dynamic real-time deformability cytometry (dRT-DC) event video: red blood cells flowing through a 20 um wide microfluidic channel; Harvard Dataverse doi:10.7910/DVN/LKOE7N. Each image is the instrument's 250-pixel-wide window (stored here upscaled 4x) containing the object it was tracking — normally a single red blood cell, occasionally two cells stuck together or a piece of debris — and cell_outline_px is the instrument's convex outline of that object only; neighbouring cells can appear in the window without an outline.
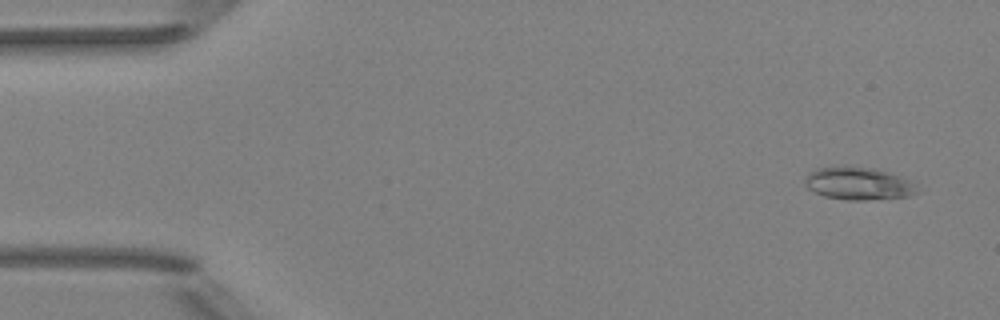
{"species": "Egyptian fruit bat (a non-hibernating species)", "species_latin": "Rousettus aegyptiacus", "temperature_condition": "room temperature", "stored_images_in_passage": 4, "camera_frame_rate_fps": 3000, "um_per_image_px": 0.085, "animal": {"sex": "female"}, "frame": {"image": 1, "passage_image": 1, "time_ms": 0.0, "image_size_px": [1000, 320], "cell_outline_px": [[920, 192], [908, 196], [864, 200], [844, 200], [824, 196], [808, 188], [804, 184], [804, 176], [808, 172], [816, 168], [876, 168], [900, 176], [916, 184]], "centroid_in_image_um": [72.97, 15.62], "position_along_channel_um": 12.0, "area_um2": 21.1}}
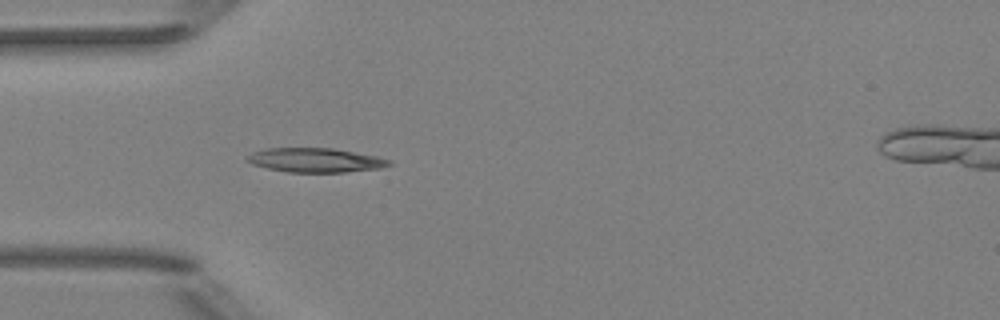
{"frame": {"image": 2, "passage_image": 4, "time_ms": 4.333, "image_size_px": [1000, 320], "cell_outline_px": [[392, 164], [380, 168], [344, 172], [288, 172], [268, 168], [252, 164], [244, 160], [244, 156], [252, 152], [264, 148], [332, 148], [376, 156], [392, 160]], "centroid_in_image_um": [26.76, 13.61], "position_along_channel_um": 58.2, "area_um2": 20.11}}